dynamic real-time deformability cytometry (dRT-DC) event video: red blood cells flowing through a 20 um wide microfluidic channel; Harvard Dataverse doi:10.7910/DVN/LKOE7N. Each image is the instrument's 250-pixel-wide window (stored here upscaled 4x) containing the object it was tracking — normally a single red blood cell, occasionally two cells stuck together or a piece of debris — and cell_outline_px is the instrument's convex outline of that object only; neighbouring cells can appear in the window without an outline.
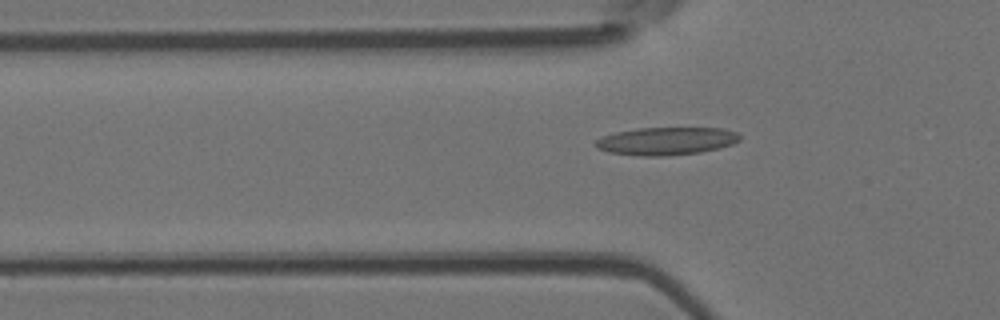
{"species": "Egyptian fruit bat (a non-hibernating species)", "species_latin": "Rousettus aegyptiacus", "temperature_condition": "room temperature", "stored_images_in_passage": 34, "camera_frame_rate_fps": 3000, "um_per_image_px": 0.085, "animal": {"sex": "female"}, "frame": {"image": 1, "passage_image": 2, "time_ms": 0.333, "image_size_px": [1000, 320], "cell_outline_px": [[740, 140], [732, 144], [720, 148], [700, 152], [668, 156], [644, 156], [608, 152], [596, 148], [596, 140], [600, 136], [616, 132], [640, 128], [724, 128], [736, 132], [740, 136]], "centroid_in_image_um": [56.64, 11.99], "position_along_channel_um": 69.2, "area_um2": 23.41}}
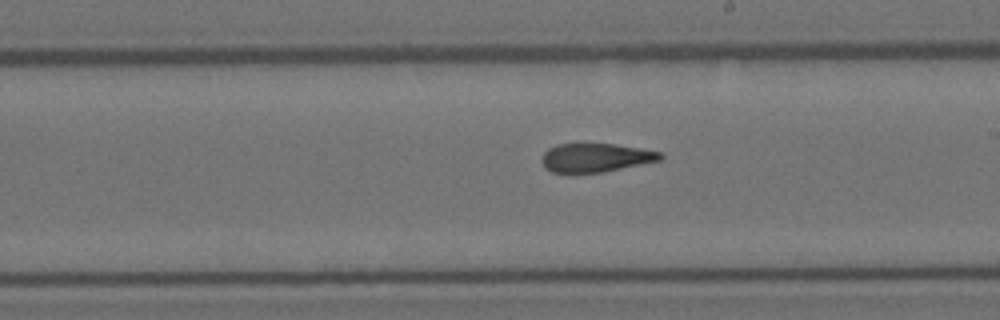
{"frame": {"image": 2, "passage_image": 15, "time_ms": 4.667, "image_size_px": [1000, 320], "cell_outline_px": [[664, 156], [660, 160], [604, 172], [568, 176], [552, 172], [544, 168], [544, 152], [548, 148], [556, 144], [612, 144], [640, 148], [660, 152]], "centroid_in_image_um": [50.58, 13.44], "position_along_channel_um": 238.4, "area_um2": 20.23}}
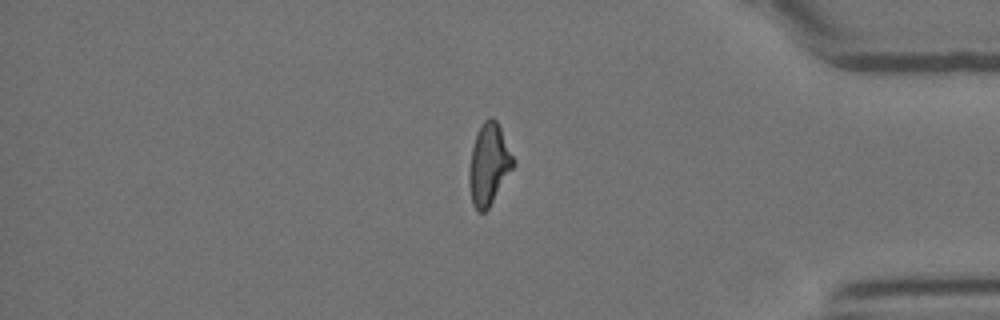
{"frame": {"image": 3, "passage_image": 29, "time_ms": 9.333, "image_size_px": [1000, 320], "cell_outline_px": [[516, 164], [488, 208], [484, 212], [480, 212], [472, 204], [468, 184], [468, 172], [472, 148], [480, 124], [488, 116], [492, 116], [496, 120], [500, 128]], "centroid_in_image_um": [41.53, 13.96], "position_along_channel_um": 393.7, "area_um2": 20.81}}